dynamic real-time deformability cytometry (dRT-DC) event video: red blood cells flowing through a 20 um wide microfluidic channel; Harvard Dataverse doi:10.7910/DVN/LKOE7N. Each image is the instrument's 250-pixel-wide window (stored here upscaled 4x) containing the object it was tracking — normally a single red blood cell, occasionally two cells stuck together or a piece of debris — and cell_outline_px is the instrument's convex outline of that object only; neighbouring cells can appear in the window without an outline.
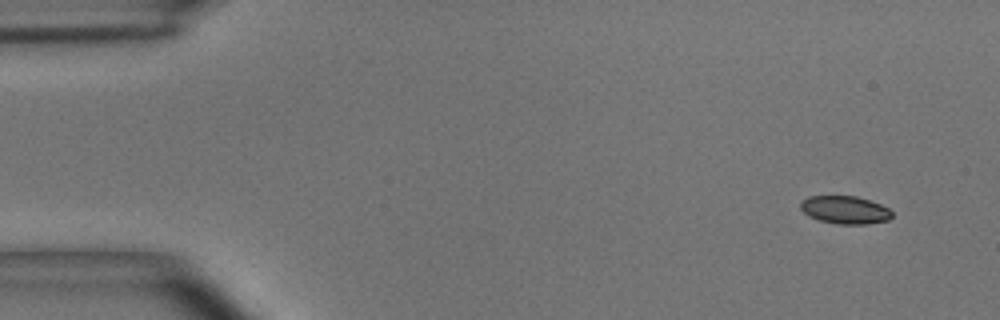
{"species": "common noctule bat (a hibernating species)", "species_latin": "Nyctalus noctula", "temperature_condition": "room temperature", "stored_images_in_passage": 3, "camera_frame_rate_fps": 3000, "um_per_image_px": 0.085, "animal": {"sex": "male", "body_mass_g": 15.6}, "frame": {"image": 1, "passage_image": 1, "time_ms": 0.0, "image_size_px": [1000, 320], "cell_outline_px": [[892, 216], [888, 220], [868, 224], [836, 224], [820, 220], [808, 216], [800, 208], [800, 200], [808, 196], [856, 196], [880, 204], [888, 208], [892, 212]], "centroid_in_image_um": [71.8, 17.84], "position_along_channel_um": 13.2, "area_um2": 14.91}}